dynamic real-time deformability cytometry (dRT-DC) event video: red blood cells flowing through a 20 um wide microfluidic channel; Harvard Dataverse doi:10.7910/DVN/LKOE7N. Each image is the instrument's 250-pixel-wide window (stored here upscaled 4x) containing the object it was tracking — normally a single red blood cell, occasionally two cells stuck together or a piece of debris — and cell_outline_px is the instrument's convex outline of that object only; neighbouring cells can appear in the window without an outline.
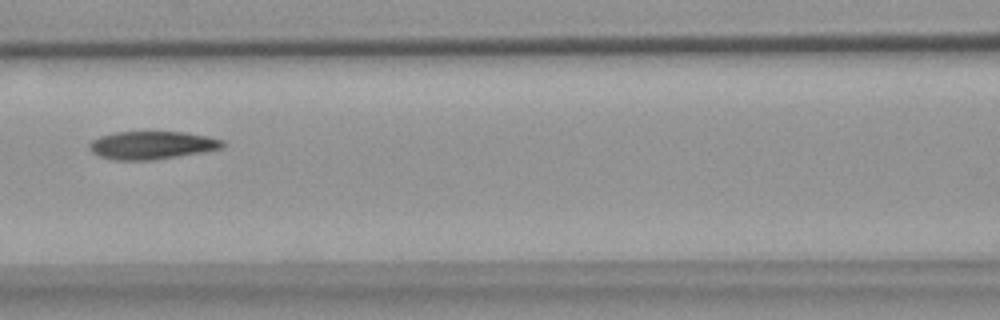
{"species": "common noctule bat (a hibernating species)", "species_latin": "Nyctalus noctula", "temperature_condition": "warm", "stored_images_in_passage": 7, "camera_frame_rate_fps": 3000, "um_per_image_px": 0.085, "animal": {"sex": "female", "body_mass_g": 18.4}, "frame": {"image": 1, "passage_image": 7, "time_ms": 8.0, "image_size_px": [1000, 320], "cell_outline_px": [[224, 148], [204, 152], [152, 160], [112, 160], [100, 156], [92, 152], [88, 148], [88, 144], [92, 140], [100, 136], [112, 132], [184, 132], [208, 136], [224, 140]], "centroid_in_image_um": [12.91, 12.34], "position_along_channel_um": 153.7, "area_um2": 21.91}}